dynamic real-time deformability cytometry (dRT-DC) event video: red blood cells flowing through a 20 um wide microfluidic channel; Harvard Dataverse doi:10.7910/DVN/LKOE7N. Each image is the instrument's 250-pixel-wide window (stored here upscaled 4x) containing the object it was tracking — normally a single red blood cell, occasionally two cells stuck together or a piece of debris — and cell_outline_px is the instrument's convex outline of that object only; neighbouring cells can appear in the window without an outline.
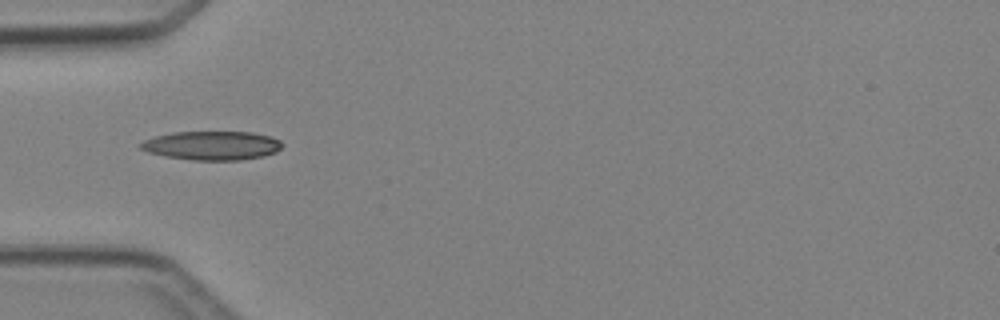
{"species": "Egyptian fruit bat (a non-hibernating species)", "species_latin": "Rousettus aegyptiacus", "temperature_condition": "cold", "stored_images_in_passage": 2, "camera_frame_rate_fps": 3000, "um_per_image_px": 0.085, "animal": {"sex": "female"}, "frame": {"image": 1, "passage_image": 2, "time_ms": 2.0, "image_size_px": [1000, 320], "cell_outline_px": [[284, 144], [276, 152], [264, 156], [240, 160], [192, 160], [164, 156], [148, 152], [140, 148], [140, 144], [144, 140], [156, 136], [172, 132], [252, 132], [272, 136], [280, 140]], "centroid_in_image_um": [18.05, 12.37], "position_along_channel_um": 67.0, "area_um2": 23.93}}